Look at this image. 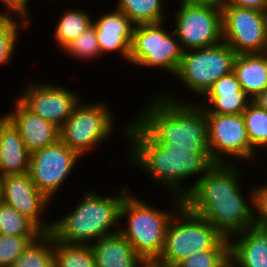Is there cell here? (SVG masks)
Returning a JSON list of instances; mask_svg holds the SVG:
<instances>
[{
	"mask_svg": "<svg viewBox=\"0 0 267 267\" xmlns=\"http://www.w3.org/2000/svg\"><path fill=\"white\" fill-rule=\"evenodd\" d=\"M240 170L238 163H216L183 197L191 212L202 216L226 238L254 222V189L249 187L247 196L243 194L241 173L245 171Z\"/></svg>",
	"mask_w": 267,
	"mask_h": 267,
	"instance_id": "obj_1",
	"label": "cell"
},
{
	"mask_svg": "<svg viewBox=\"0 0 267 267\" xmlns=\"http://www.w3.org/2000/svg\"><path fill=\"white\" fill-rule=\"evenodd\" d=\"M132 121V122H131ZM123 124L124 140L128 146L127 162L145 172L149 181L169 190L167 193L183 198L196 182L216 163L209 153H194V148L159 147L133 120ZM196 175V177H195ZM194 182L186 185L187 180ZM185 180V181H184ZM185 182V183H184ZM186 185V188L184 187Z\"/></svg>",
	"mask_w": 267,
	"mask_h": 267,
	"instance_id": "obj_2",
	"label": "cell"
},
{
	"mask_svg": "<svg viewBox=\"0 0 267 267\" xmlns=\"http://www.w3.org/2000/svg\"><path fill=\"white\" fill-rule=\"evenodd\" d=\"M174 95L165 90L156 93L131 120L159 147L194 148V153H209L208 123L199 101L177 99Z\"/></svg>",
	"mask_w": 267,
	"mask_h": 267,
	"instance_id": "obj_3",
	"label": "cell"
},
{
	"mask_svg": "<svg viewBox=\"0 0 267 267\" xmlns=\"http://www.w3.org/2000/svg\"><path fill=\"white\" fill-rule=\"evenodd\" d=\"M128 185L119 187L113 195L85 190L78 204L64 216L53 219L50 233L62 243L92 244L98 239L119 232L120 208L131 191ZM87 191V192H86Z\"/></svg>",
	"mask_w": 267,
	"mask_h": 267,
	"instance_id": "obj_4",
	"label": "cell"
},
{
	"mask_svg": "<svg viewBox=\"0 0 267 267\" xmlns=\"http://www.w3.org/2000/svg\"><path fill=\"white\" fill-rule=\"evenodd\" d=\"M169 197L172 207L167 211L156 205H150V202L147 203L130 191L124 197L120 208L119 232L149 265L160 256L167 226L176 211L183 205V198L173 194ZM124 219L127 221H123Z\"/></svg>",
	"mask_w": 267,
	"mask_h": 267,
	"instance_id": "obj_5",
	"label": "cell"
},
{
	"mask_svg": "<svg viewBox=\"0 0 267 267\" xmlns=\"http://www.w3.org/2000/svg\"><path fill=\"white\" fill-rule=\"evenodd\" d=\"M206 250H229V238L183 204L171 218L162 252L151 265L177 266L190 255Z\"/></svg>",
	"mask_w": 267,
	"mask_h": 267,
	"instance_id": "obj_6",
	"label": "cell"
},
{
	"mask_svg": "<svg viewBox=\"0 0 267 267\" xmlns=\"http://www.w3.org/2000/svg\"><path fill=\"white\" fill-rule=\"evenodd\" d=\"M112 111L108 103L95 101L89 104L81 99L59 128L60 140L84 159L116 131Z\"/></svg>",
	"mask_w": 267,
	"mask_h": 267,
	"instance_id": "obj_7",
	"label": "cell"
},
{
	"mask_svg": "<svg viewBox=\"0 0 267 267\" xmlns=\"http://www.w3.org/2000/svg\"><path fill=\"white\" fill-rule=\"evenodd\" d=\"M166 21L134 27L128 62L136 67L161 69L172 77L181 65L183 50L174 30Z\"/></svg>",
	"mask_w": 267,
	"mask_h": 267,
	"instance_id": "obj_8",
	"label": "cell"
},
{
	"mask_svg": "<svg viewBox=\"0 0 267 267\" xmlns=\"http://www.w3.org/2000/svg\"><path fill=\"white\" fill-rule=\"evenodd\" d=\"M235 51L225 42L183 51L181 65L174 79L180 81L200 101L222 76L233 72Z\"/></svg>",
	"mask_w": 267,
	"mask_h": 267,
	"instance_id": "obj_9",
	"label": "cell"
},
{
	"mask_svg": "<svg viewBox=\"0 0 267 267\" xmlns=\"http://www.w3.org/2000/svg\"><path fill=\"white\" fill-rule=\"evenodd\" d=\"M205 116L208 123L209 154L215 163L239 164L241 161L244 164V160L251 163L256 157H260L258 150L251 145L242 114Z\"/></svg>",
	"mask_w": 267,
	"mask_h": 267,
	"instance_id": "obj_10",
	"label": "cell"
},
{
	"mask_svg": "<svg viewBox=\"0 0 267 267\" xmlns=\"http://www.w3.org/2000/svg\"><path fill=\"white\" fill-rule=\"evenodd\" d=\"M179 7V8H178ZM172 23L183 51L223 41L221 6L179 5Z\"/></svg>",
	"mask_w": 267,
	"mask_h": 267,
	"instance_id": "obj_11",
	"label": "cell"
},
{
	"mask_svg": "<svg viewBox=\"0 0 267 267\" xmlns=\"http://www.w3.org/2000/svg\"><path fill=\"white\" fill-rule=\"evenodd\" d=\"M81 160L75 151L58 140L30 154L28 174L34 185L53 202Z\"/></svg>",
	"mask_w": 267,
	"mask_h": 267,
	"instance_id": "obj_12",
	"label": "cell"
},
{
	"mask_svg": "<svg viewBox=\"0 0 267 267\" xmlns=\"http://www.w3.org/2000/svg\"><path fill=\"white\" fill-rule=\"evenodd\" d=\"M222 37L236 54L266 50L265 11L222 4Z\"/></svg>",
	"mask_w": 267,
	"mask_h": 267,
	"instance_id": "obj_13",
	"label": "cell"
},
{
	"mask_svg": "<svg viewBox=\"0 0 267 267\" xmlns=\"http://www.w3.org/2000/svg\"><path fill=\"white\" fill-rule=\"evenodd\" d=\"M44 81L24 84L16 98L33 114L60 128L83 98L66 86Z\"/></svg>",
	"mask_w": 267,
	"mask_h": 267,
	"instance_id": "obj_14",
	"label": "cell"
},
{
	"mask_svg": "<svg viewBox=\"0 0 267 267\" xmlns=\"http://www.w3.org/2000/svg\"><path fill=\"white\" fill-rule=\"evenodd\" d=\"M1 201L16 208L42 232L51 231L52 221L42 216L52 201L34 185L28 173L1 177Z\"/></svg>",
	"mask_w": 267,
	"mask_h": 267,
	"instance_id": "obj_15",
	"label": "cell"
},
{
	"mask_svg": "<svg viewBox=\"0 0 267 267\" xmlns=\"http://www.w3.org/2000/svg\"><path fill=\"white\" fill-rule=\"evenodd\" d=\"M94 21L93 25L99 43L102 56L118 53L122 59L128 62L130 45L135 25L116 6L113 10L102 12V15Z\"/></svg>",
	"mask_w": 267,
	"mask_h": 267,
	"instance_id": "obj_16",
	"label": "cell"
},
{
	"mask_svg": "<svg viewBox=\"0 0 267 267\" xmlns=\"http://www.w3.org/2000/svg\"><path fill=\"white\" fill-rule=\"evenodd\" d=\"M13 106L3 115L18 130L30 154L60 140V131L55 124L33 114L17 98L13 100Z\"/></svg>",
	"mask_w": 267,
	"mask_h": 267,
	"instance_id": "obj_17",
	"label": "cell"
},
{
	"mask_svg": "<svg viewBox=\"0 0 267 267\" xmlns=\"http://www.w3.org/2000/svg\"><path fill=\"white\" fill-rule=\"evenodd\" d=\"M251 102L233 71L217 80L198 104L205 114L235 115L242 114Z\"/></svg>",
	"mask_w": 267,
	"mask_h": 267,
	"instance_id": "obj_18",
	"label": "cell"
},
{
	"mask_svg": "<svg viewBox=\"0 0 267 267\" xmlns=\"http://www.w3.org/2000/svg\"><path fill=\"white\" fill-rule=\"evenodd\" d=\"M229 259L237 267H267V227L253 222L231 236Z\"/></svg>",
	"mask_w": 267,
	"mask_h": 267,
	"instance_id": "obj_19",
	"label": "cell"
},
{
	"mask_svg": "<svg viewBox=\"0 0 267 267\" xmlns=\"http://www.w3.org/2000/svg\"><path fill=\"white\" fill-rule=\"evenodd\" d=\"M30 153L18 130L0 115V177L23 175L29 172Z\"/></svg>",
	"mask_w": 267,
	"mask_h": 267,
	"instance_id": "obj_20",
	"label": "cell"
},
{
	"mask_svg": "<svg viewBox=\"0 0 267 267\" xmlns=\"http://www.w3.org/2000/svg\"><path fill=\"white\" fill-rule=\"evenodd\" d=\"M90 246L97 267H146L148 265L120 232L98 239Z\"/></svg>",
	"mask_w": 267,
	"mask_h": 267,
	"instance_id": "obj_21",
	"label": "cell"
},
{
	"mask_svg": "<svg viewBox=\"0 0 267 267\" xmlns=\"http://www.w3.org/2000/svg\"><path fill=\"white\" fill-rule=\"evenodd\" d=\"M233 71L241 88L254 101L267 88L265 50L262 53L237 54Z\"/></svg>",
	"mask_w": 267,
	"mask_h": 267,
	"instance_id": "obj_22",
	"label": "cell"
},
{
	"mask_svg": "<svg viewBox=\"0 0 267 267\" xmlns=\"http://www.w3.org/2000/svg\"><path fill=\"white\" fill-rule=\"evenodd\" d=\"M56 22L53 38L61 51L93 23V15L87 10L66 7ZM72 8V9H71Z\"/></svg>",
	"mask_w": 267,
	"mask_h": 267,
	"instance_id": "obj_23",
	"label": "cell"
},
{
	"mask_svg": "<svg viewBox=\"0 0 267 267\" xmlns=\"http://www.w3.org/2000/svg\"><path fill=\"white\" fill-rule=\"evenodd\" d=\"M165 2L168 3L165 0H117L115 6L137 26L165 21Z\"/></svg>",
	"mask_w": 267,
	"mask_h": 267,
	"instance_id": "obj_24",
	"label": "cell"
},
{
	"mask_svg": "<svg viewBox=\"0 0 267 267\" xmlns=\"http://www.w3.org/2000/svg\"><path fill=\"white\" fill-rule=\"evenodd\" d=\"M11 267H55L54 238L43 232L33 240Z\"/></svg>",
	"mask_w": 267,
	"mask_h": 267,
	"instance_id": "obj_25",
	"label": "cell"
},
{
	"mask_svg": "<svg viewBox=\"0 0 267 267\" xmlns=\"http://www.w3.org/2000/svg\"><path fill=\"white\" fill-rule=\"evenodd\" d=\"M55 267H97L88 244L62 243L54 239Z\"/></svg>",
	"mask_w": 267,
	"mask_h": 267,
	"instance_id": "obj_26",
	"label": "cell"
},
{
	"mask_svg": "<svg viewBox=\"0 0 267 267\" xmlns=\"http://www.w3.org/2000/svg\"><path fill=\"white\" fill-rule=\"evenodd\" d=\"M251 145L267 151V111L252 101L242 113Z\"/></svg>",
	"mask_w": 267,
	"mask_h": 267,
	"instance_id": "obj_27",
	"label": "cell"
},
{
	"mask_svg": "<svg viewBox=\"0 0 267 267\" xmlns=\"http://www.w3.org/2000/svg\"><path fill=\"white\" fill-rule=\"evenodd\" d=\"M43 232L16 208L0 201V234L2 235H40Z\"/></svg>",
	"mask_w": 267,
	"mask_h": 267,
	"instance_id": "obj_28",
	"label": "cell"
},
{
	"mask_svg": "<svg viewBox=\"0 0 267 267\" xmlns=\"http://www.w3.org/2000/svg\"><path fill=\"white\" fill-rule=\"evenodd\" d=\"M21 27L29 28L18 19L0 17V69L12 61L18 47L17 43L22 36L19 35L20 31H23Z\"/></svg>",
	"mask_w": 267,
	"mask_h": 267,
	"instance_id": "obj_29",
	"label": "cell"
},
{
	"mask_svg": "<svg viewBox=\"0 0 267 267\" xmlns=\"http://www.w3.org/2000/svg\"><path fill=\"white\" fill-rule=\"evenodd\" d=\"M62 52L69 54V56H72L75 60L78 58L77 60H85V62L86 60L87 62H91L94 59V61H96L103 57L99 49L94 25L92 24L82 34L76 37Z\"/></svg>",
	"mask_w": 267,
	"mask_h": 267,
	"instance_id": "obj_30",
	"label": "cell"
},
{
	"mask_svg": "<svg viewBox=\"0 0 267 267\" xmlns=\"http://www.w3.org/2000/svg\"><path fill=\"white\" fill-rule=\"evenodd\" d=\"M38 236L0 234V267H11L28 245Z\"/></svg>",
	"mask_w": 267,
	"mask_h": 267,
	"instance_id": "obj_31",
	"label": "cell"
},
{
	"mask_svg": "<svg viewBox=\"0 0 267 267\" xmlns=\"http://www.w3.org/2000/svg\"><path fill=\"white\" fill-rule=\"evenodd\" d=\"M229 260V250H206L194 253L177 267H223Z\"/></svg>",
	"mask_w": 267,
	"mask_h": 267,
	"instance_id": "obj_32",
	"label": "cell"
},
{
	"mask_svg": "<svg viewBox=\"0 0 267 267\" xmlns=\"http://www.w3.org/2000/svg\"><path fill=\"white\" fill-rule=\"evenodd\" d=\"M32 0H0L5 10H0V17L15 18L23 21L30 29L29 4ZM10 12V13H9Z\"/></svg>",
	"mask_w": 267,
	"mask_h": 267,
	"instance_id": "obj_33",
	"label": "cell"
},
{
	"mask_svg": "<svg viewBox=\"0 0 267 267\" xmlns=\"http://www.w3.org/2000/svg\"><path fill=\"white\" fill-rule=\"evenodd\" d=\"M254 189V222L267 227V181L256 184Z\"/></svg>",
	"mask_w": 267,
	"mask_h": 267,
	"instance_id": "obj_34",
	"label": "cell"
},
{
	"mask_svg": "<svg viewBox=\"0 0 267 267\" xmlns=\"http://www.w3.org/2000/svg\"><path fill=\"white\" fill-rule=\"evenodd\" d=\"M222 4L265 11L267 0H224Z\"/></svg>",
	"mask_w": 267,
	"mask_h": 267,
	"instance_id": "obj_35",
	"label": "cell"
},
{
	"mask_svg": "<svg viewBox=\"0 0 267 267\" xmlns=\"http://www.w3.org/2000/svg\"><path fill=\"white\" fill-rule=\"evenodd\" d=\"M224 0H178V5H208L221 6Z\"/></svg>",
	"mask_w": 267,
	"mask_h": 267,
	"instance_id": "obj_36",
	"label": "cell"
},
{
	"mask_svg": "<svg viewBox=\"0 0 267 267\" xmlns=\"http://www.w3.org/2000/svg\"><path fill=\"white\" fill-rule=\"evenodd\" d=\"M254 102L267 111V88L257 96Z\"/></svg>",
	"mask_w": 267,
	"mask_h": 267,
	"instance_id": "obj_37",
	"label": "cell"
},
{
	"mask_svg": "<svg viewBox=\"0 0 267 267\" xmlns=\"http://www.w3.org/2000/svg\"><path fill=\"white\" fill-rule=\"evenodd\" d=\"M223 267H237L235 264L229 259Z\"/></svg>",
	"mask_w": 267,
	"mask_h": 267,
	"instance_id": "obj_38",
	"label": "cell"
},
{
	"mask_svg": "<svg viewBox=\"0 0 267 267\" xmlns=\"http://www.w3.org/2000/svg\"><path fill=\"white\" fill-rule=\"evenodd\" d=\"M265 42H266V49H267V16H265Z\"/></svg>",
	"mask_w": 267,
	"mask_h": 267,
	"instance_id": "obj_39",
	"label": "cell"
},
{
	"mask_svg": "<svg viewBox=\"0 0 267 267\" xmlns=\"http://www.w3.org/2000/svg\"><path fill=\"white\" fill-rule=\"evenodd\" d=\"M265 65H266V69H267V49L265 50Z\"/></svg>",
	"mask_w": 267,
	"mask_h": 267,
	"instance_id": "obj_40",
	"label": "cell"
},
{
	"mask_svg": "<svg viewBox=\"0 0 267 267\" xmlns=\"http://www.w3.org/2000/svg\"><path fill=\"white\" fill-rule=\"evenodd\" d=\"M0 201H1V177H0Z\"/></svg>",
	"mask_w": 267,
	"mask_h": 267,
	"instance_id": "obj_41",
	"label": "cell"
},
{
	"mask_svg": "<svg viewBox=\"0 0 267 267\" xmlns=\"http://www.w3.org/2000/svg\"><path fill=\"white\" fill-rule=\"evenodd\" d=\"M265 16H267V5H266V9H265Z\"/></svg>",
	"mask_w": 267,
	"mask_h": 267,
	"instance_id": "obj_42",
	"label": "cell"
}]
</instances>
